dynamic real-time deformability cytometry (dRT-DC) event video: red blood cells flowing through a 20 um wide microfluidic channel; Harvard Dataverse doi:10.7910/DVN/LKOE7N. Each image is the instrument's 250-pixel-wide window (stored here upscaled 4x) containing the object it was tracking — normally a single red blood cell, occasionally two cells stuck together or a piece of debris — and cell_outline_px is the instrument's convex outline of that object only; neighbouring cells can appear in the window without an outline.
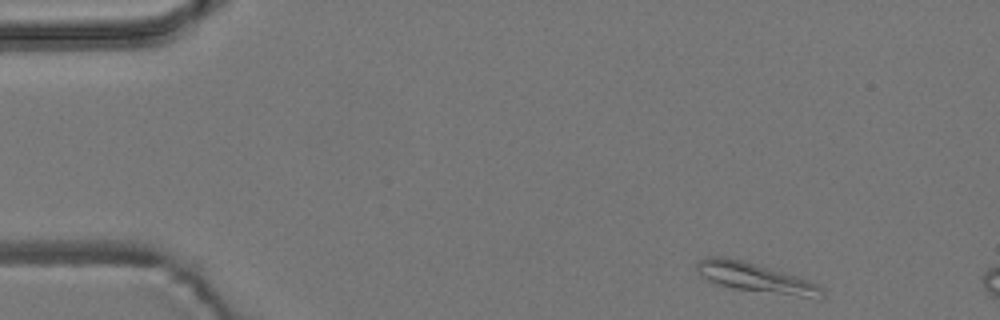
{"species": "common noctule bat (a hibernating species)", "species_latin": "Nyctalus noctula", "temperature_condition": "room temperature", "stored_images_in_passage": 4, "camera_frame_rate_fps": 3000, "um_per_image_px": 0.085, "animal": {"sex": "male", "body_mass_g": 19.2, "forearm_length_mm": 51.8}, "frame": {"image": 1, "passage_image": 4, "time_ms": 4.333, "image_size_px": [1000, 320], "cell_outline_px": [[824, 296], [820, 300], [732, 288], [716, 284], [708, 280], [696, 268], [696, 264], [700, 260], [708, 256], [720, 256], [744, 260], [784, 272], [820, 284], [824, 288]], "centroid_in_image_um": [64.33, 23.63], "position_along_channel_um": 20.7, "area_um2": 21.79}}